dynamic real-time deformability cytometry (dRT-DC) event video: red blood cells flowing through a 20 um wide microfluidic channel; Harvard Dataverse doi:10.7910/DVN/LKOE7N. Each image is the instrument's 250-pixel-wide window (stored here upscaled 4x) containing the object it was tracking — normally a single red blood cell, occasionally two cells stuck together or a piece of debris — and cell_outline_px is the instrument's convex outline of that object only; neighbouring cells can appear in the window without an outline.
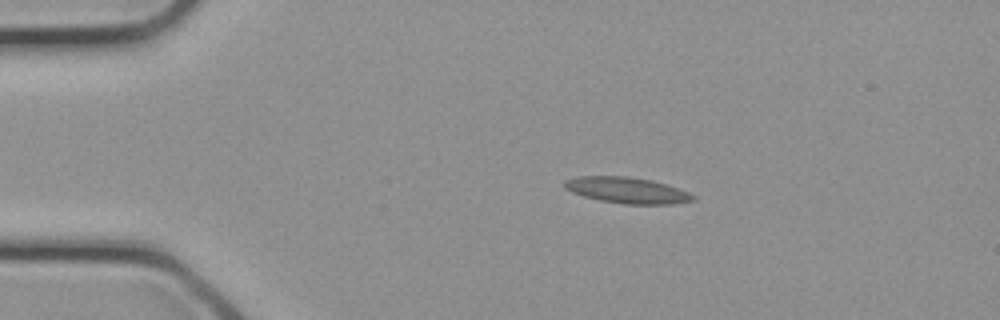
{"species": "common noctule bat (a hibernating species)", "species_latin": "Nyctalus noctula", "temperature_condition": "cold", "stored_images_in_passage": 26, "camera_frame_rate_fps": 3000, "um_per_image_px": 0.085, "animal": {"sex": "female", "body_mass_g": 21.9}, "frame": {"image": 1, "passage_image": 1, "time_ms": 0.0, "image_size_px": [1000, 320], "cell_outline_px": [[696, 200], [672, 204], [624, 204], [600, 200], [584, 196], [572, 192], [564, 188], [564, 180], [576, 176], [628, 176], [652, 180], [688, 192], [696, 196]], "centroid_in_image_um": [53.28, 16.17], "position_along_channel_um": 31.7, "area_um2": 19.48}}
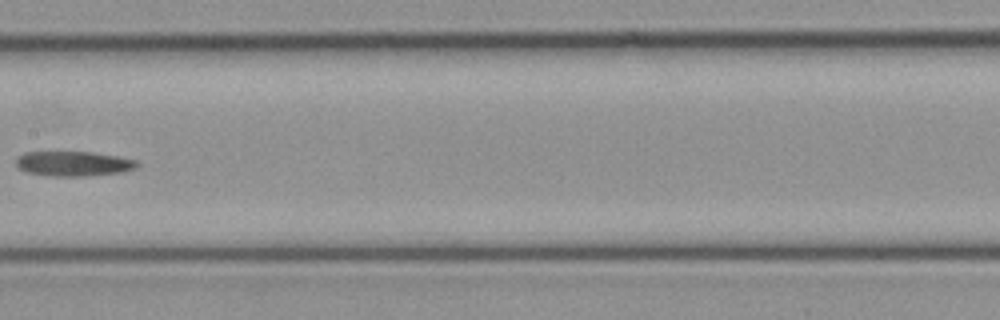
{"frame": {"image": 2, "passage_image": 11, "time_ms": 3.333, "image_size_px": [1000, 320], "cell_outline_px": [[140, 164], [136, 168], [120, 172], [80, 176], [52, 176], [28, 172], [20, 168], [16, 164], [16, 156], [24, 152], [92, 152], [120, 156], [136, 160]], "centroid_in_image_um": [6.25, 13.89], "position_along_channel_um": 201.1, "area_um2": 17.46}}
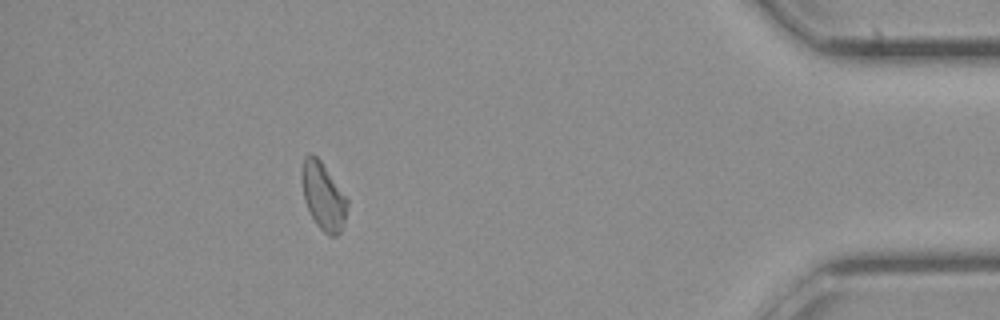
{"frame": {"image": 3, "passage_image": 23, "time_ms": 7.333, "image_size_px": [1000, 320], "cell_outline_px": [[348, 204], [344, 220], [340, 232], [336, 236], [328, 236], [316, 224], [304, 200], [300, 180], [300, 172], [304, 156], [308, 152], [312, 152], [320, 160], [348, 200]], "centroid_in_image_um": [27.43, 16.64], "position_along_channel_um": 407.8, "area_um2": 17.86}}